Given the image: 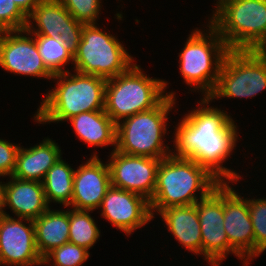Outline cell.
Listing matches in <instances>:
<instances>
[{
    "label": "cell",
    "mask_w": 266,
    "mask_h": 266,
    "mask_svg": "<svg viewBox=\"0 0 266 266\" xmlns=\"http://www.w3.org/2000/svg\"><path fill=\"white\" fill-rule=\"evenodd\" d=\"M211 103L208 97H201L196 108L188 110L180 118L174 127V138L173 135L171 138V154L192 158L221 182L236 184L242 177L234 168L231 170L224 164L236 150V143L240 138L239 129L231 113L215 105L210 106Z\"/></svg>",
    "instance_id": "6da1fadb"
},
{
    "label": "cell",
    "mask_w": 266,
    "mask_h": 266,
    "mask_svg": "<svg viewBox=\"0 0 266 266\" xmlns=\"http://www.w3.org/2000/svg\"><path fill=\"white\" fill-rule=\"evenodd\" d=\"M71 70L73 74L69 70L53 76V82L56 83L38 106L32 117L34 122L58 124L82 112L105 109L107 79Z\"/></svg>",
    "instance_id": "7a4b0ae2"
},
{
    "label": "cell",
    "mask_w": 266,
    "mask_h": 266,
    "mask_svg": "<svg viewBox=\"0 0 266 266\" xmlns=\"http://www.w3.org/2000/svg\"><path fill=\"white\" fill-rule=\"evenodd\" d=\"M220 182L192 158L170 154L158 166L155 191L149 201L151 214L155 218L166 207L196 204Z\"/></svg>",
    "instance_id": "3957f363"
},
{
    "label": "cell",
    "mask_w": 266,
    "mask_h": 266,
    "mask_svg": "<svg viewBox=\"0 0 266 266\" xmlns=\"http://www.w3.org/2000/svg\"><path fill=\"white\" fill-rule=\"evenodd\" d=\"M177 98L167 95L156 107L124 118L116 124V151L163 159L171 154L167 138L170 111ZM168 128V129H167ZM165 140V141H164Z\"/></svg>",
    "instance_id": "277c9868"
},
{
    "label": "cell",
    "mask_w": 266,
    "mask_h": 266,
    "mask_svg": "<svg viewBox=\"0 0 266 266\" xmlns=\"http://www.w3.org/2000/svg\"><path fill=\"white\" fill-rule=\"evenodd\" d=\"M205 25L203 27L206 29L196 27L190 31L177 56L183 82L191 92L200 91L202 98L213 92L223 60L229 51L216 29L208 21Z\"/></svg>",
    "instance_id": "5b68a950"
},
{
    "label": "cell",
    "mask_w": 266,
    "mask_h": 266,
    "mask_svg": "<svg viewBox=\"0 0 266 266\" xmlns=\"http://www.w3.org/2000/svg\"><path fill=\"white\" fill-rule=\"evenodd\" d=\"M165 79L152 78L134 63L126 72L107 79L105 112L117 124L124 118L156 107L167 95L177 98L176 92L166 91Z\"/></svg>",
    "instance_id": "8992f818"
},
{
    "label": "cell",
    "mask_w": 266,
    "mask_h": 266,
    "mask_svg": "<svg viewBox=\"0 0 266 266\" xmlns=\"http://www.w3.org/2000/svg\"><path fill=\"white\" fill-rule=\"evenodd\" d=\"M208 22L229 50H251L266 34V0H216Z\"/></svg>",
    "instance_id": "52a82bcc"
},
{
    "label": "cell",
    "mask_w": 266,
    "mask_h": 266,
    "mask_svg": "<svg viewBox=\"0 0 266 266\" xmlns=\"http://www.w3.org/2000/svg\"><path fill=\"white\" fill-rule=\"evenodd\" d=\"M102 29L98 23L84 24L72 68L82 74L109 79L126 72L135 58L116 35Z\"/></svg>",
    "instance_id": "ba28073f"
},
{
    "label": "cell",
    "mask_w": 266,
    "mask_h": 266,
    "mask_svg": "<svg viewBox=\"0 0 266 266\" xmlns=\"http://www.w3.org/2000/svg\"><path fill=\"white\" fill-rule=\"evenodd\" d=\"M266 90V61L251 50H229L226 54L217 83L208 96L211 102L223 98L256 97Z\"/></svg>",
    "instance_id": "9c48e42d"
},
{
    "label": "cell",
    "mask_w": 266,
    "mask_h": 266,
    "mask_svg": "<svg viewBox=\"0 0 266 266\" xmlns=\"http://www.w3.org/2000/svg\"><path fill=\"white\" fill-rule=\"evenodd\" d=\"M201 227L202 257L210 266H220L229 255L224 229V181L196 202Z\"/></svg>",
    "instance_id": "30bf717a"
},
{
    "label": "cell",
    "mask_w": 266,
    "mask_h": 266,
    "mask_svg": "<svg viewBox=\"0 0 266 266\" xmlns=\"http://www.w3.org/2000/svg\"><path fill=\"white\" fill-rule=\"evenodd\" d=\"M0 66L25 77L52 80L54 76L44 64L34 36L26 29L0 31Z\"/></svg>",
    "instance_id": "8fae6325"
},
{
    "label": "cell",
    "mask_w": 266,
    "mask_h": 266,
    "mask_svg": "<svg viewBox=\"0 0 266 266\" xmlns=\"http://www.w3.org/2000/svg\"><path fill=\"white\" fill-rule=\"evenodd\" d=\"M41 266L31 219L0 214V266Z\"/></svg>",
    "instance_id": "7c38bea8"
},
{
    "label": "cell",
    "mask_w": 266,
    "mask_h": 266,
    "mask_svg": "<svg viewBox=\"0 0 266 266\" xmlns=\"http://www.w3.org/2000/svg\"><path fill=\"white\" fill-rule=\"evenodd\" d=\"M229 181H224V229L229 240V255L243 266L254 260V231L247 198L239 194Z\"/></svg>",
    "instance_id": "4fadbf2b"
},
{
    "label": "cell",
    "mask_w": 266,
    "mask_h": 266,
    "mask_svg": "<svg viewBox=\"0 0 266 266\" xmlns=\"http://www.w3.org/2000/svg\"><path fill=\"white\" fill-rule=\"evenodd\" d=\"M84 24L77 21L59 0H41L28 15L26 30L61 41L73 54L77 51Z\"/></svg>",
    "instance_id": "5bb4252c"
},
{
    "label": "cell",
    "mask_w": 266,
    "mask_h": 266,
    "mask_svg": "<svg viewBox=\"0 0 266 266\" xmlns=\"http://www.w3.org/2000/svg\"><path fill=\"white\" fill-rule=\"evenodd\" d=\"M108 156L111 185L151 200L161 159L111 151Z\"/></svg>",
    "instance_id": "9a60e30c"
},
{
    "label": "cell",
    "mask_w": 266,
    "mask_h": 266,
    "mask_svg": "<svg viewBox=\"0 0 266 266\" xmlns=\"http://www.w3.org/2000/svg\"><path fill=\"white\" fill-rule=\"evenodd\" d=\"M104 220L125 235H132L154 220L149 200L137 193L110 186L98 208Z\"/></svg>",
    "instance_id": "2e32d148"
},
{
    "label": "cell",
    "mask_w": 266,
    "mask_h": 266,
    "mask_svg": "<svg viewBox=\"0 0 266 266\" xmlns=\"http://www.w3.org/2000/svg\"><path fill=\"white\" fill-rule=\"evenodd\" d=\"M86 162L76 167L73 179V194L69 208L95 211L111 186L107 161H102L97 152L91 153ZM105 162V163H103Z\"/></svg>",
    "instance_id": "e0dca14e"
},
{
    "label": "cell",
    "mask_w": 266,
    "mask_h": 266,
    "mask_svg": "<svg viewBox=\"0 0 266 266\" xmlns=\"http://www.w3.org/2000/svg\"><path fill=\"white\" fill-rule=\"evenodd\" d=\"M7 180L4 186L3 215L7 216L6 209H10L15 218L35 220L51 207L45 199L42 182L20 180L13 176Z\"/></svg>",
    "instance_id": "ac0fdd59"
},
{
    "label": "cell",
    "mask_w": 266,
    "mask_h": 266,
    "mask_svg": "<svg viewBox=\"0 0 266 266\" xmlns=\"http://www.w3.org/2000/svg\"><path fill=\"white\" fill-rule=\"evenodd\" d=\"M38 143L29 148L20 146L13 177L20 180L43 182L47 171L62 157V150L56 140L44 137Z\"/></svg>",
    "instance_id": "d6986e66"
},
{
    "label": "cell",
    "mask_w": 266,
    "mask_h": 266,
    "mask_svg": "<svg viewBox=\"0 0 266 266\" xmlns=\"http://www.w3.org/2000/svg\"><path fill=\"white\" fill-rule=\"evenodd\" d=\"M162 221L172 237L187 251L202 257L201 227L196 204L171 206L161 210Z\"/></svg>",
    "instance_id": "ffe728a7"
},
{
    "label": "cell",
    "mask_w": 266,
    "mask_h": 266,
    "mask_svg": "<svg viewBox=\"0 0 266 266\" xmlns=\"http://www.w3.org/2000/svg\"><path fill=\"white\" fill-rule=\"evenodd\" d=\"M67 121L85 145L116 149V123L105 110L82 112Z\"/></svg>",
    "instance_id": "44dd1931"
},
{
    "label": "cell",
    "mask_w": 266,
    "mask_h": 266,
    "mask_svg": "<svg viewBox=\"0 0 266 266\" xmlns=\"http://www.w3.org/2000/svg\"><path fill=\"white\" fill-rule=\"evenodd\" d=\"M66 210L51 209V207L37 219L35 226L36 246L41 257L44 258L54 248L69 242V208Z\"/></svg>",
    "instance_id": "7402d4cb"
},
{
    "label": "cell",
    "mask_w": 266,
    "mask_h": 266,
    "mask_svg": "<svg viewBox=\"0 0 266 266\" xmlns=\"http://www.w3.org/2000/svg\"><path fill=\"white\" fill-rule=\"evenodd\" d=\"M62 158L63 156L47 171L42 182L45 199L49 206L52 202L62 204L63 207L71 205L75 168H72L73 166Z\"/></svg>",
    "instance_id": "603a6c76"
},
{
    "label": "cell",
    "mask_w": 266,
    "mask_h": 266,
    "mask_svg": "<svg viewBox=\"0 0 266 266\" xmlns=\"http://www.w3.org/2000/svg\"><path fill=\"white\" fill-rule=\"evenodd\" d=\"M90 213L93 211L69 209V242L88 251L101 236V230Z\"/></svg>",
    "instance_id": "cb8c5ba5"
},
{
    "label": "cell",
    "mask_w": 266,
    "mask_h": 266,
    "mask_svg": "<svg viewBox=\"0 0 266 266\" xmlns=\"http://www.w3.org/2000/svg\"><path fill=\"white\" fill-rule=\"evenodd\" d=\"M33 36L46 68L53 75L68 72L65 66L70 63L73 66L74 54L61 41L44 35Z\"/></svg>",
    "instance_id": "d4e9b609"
},
{
    "label": "cell",
    "mask_w": 266,
    "mask_h": 266,
    "mask_svg": "<svg viewBox=\"0 0 266 266\" xmlns=\"http://www.w3.org/2000/svg\"><path fill=\"white\" fill-rule=\"evenodd\" d=\"M247 201L254 231V258H257L266 251V197H247Z\"/></svg>",
    "instance_id": "484cf974"
},
{
    "label": "cell",
    "mask_w": 266,
    "mask_h": 266,
    "mask_svg": "<svg viewBox=\"0 0 266 266\" xmlns=\"http://www.w3.org/2000/svg\"><path fill=\"white\" fill-rule=\"evenodd\" d=\"M90 251L71 242L54 248L43 258L47 266H83L89 259Z\"/></svg>",
    "instance_id": "4316f807"
},
{
    "label": "cell",
    "mask_w": 266,
    "mask_h": 266,
    "mask_svg": "<svg viewBox=\"0 0 266 266\" xmlns=\"http://www.w3.org/2000/svg\"><path fill=\"white\" fill-rule=\"evenodd\" d=\"M69 13L83 24H97L102 0H59Z\"/></svg>",
    "instance_id": "83f0119b"
},
{
    "label": "cell",
    "mask_w": 266,
    "mask_h": 266,
    "mask_svg": "<svg viewBox=\"0 0 266 266\" xmlns=\"http://www.w3.org/2000/svg\"><path fill=\"white\" fill-rule=\"evenodd\" d=\"M28 16L12 0H0V31L23 30Z\"/></svg>",
    "instance_id": "f1b7e54d"
},
{
    "label": "cell",
    "mask_w": 266,
    "mask_h": 266,
    "mask_svg": "<svg viewBox=\"0 0 266 266\" xmlns=\"http://www.w3.org/2000/svg\"><path fill=\"white\" fill-rule=\"evenodd\" d=\"M21 145L0 138V176H12L16 166V156Z\"/></svg>",
    "instance_id": "f546056e"
},
{
    "label": "cell",
    "mask_w": 266,
    "mask_h": 266,
    "mask_svg": "<svg viewBox=\"0 0 266 266\" xmlns=\"http://www.w3.org/2000/svg\"><path fill=\"white\" fill-rule=\"evenodd\" d=\"M28 16L41 0H12Z\"/></svg>",
    "instance_id": "4dcf8cb0"
},
{
    "label": "cell",
    "mask_w": 266,
    "mask_h": 266,
    "mask_svg": "<svg viewBox=\"0 0 266 266\" xmlns=\"http://www.w3.org/2000/svg\"><path fill=\"white\" fill-rule=\"evenodd\" d=\"M251 51L260 59L266 61V34L256 43Z\"/></svg>",
    "instance_id": "1f68e13d"
},
{
    "label": "cell",
    "mask_w": 266,
    "mask_h": 266,
    "mask_svg": "<svg viewBox=\"0 0 266 266\" xmlns=\"http://www.w3.org/2000/svg\"><path fill=\"white\" fill-rule=\"evenodd\" d=\"M3 178V176H0V178ZM4 186H5V182L0 181V214H2V210L4 207Z\"/></svg>",
    "instance_id": "d6a6232c"
}]
</instances>
